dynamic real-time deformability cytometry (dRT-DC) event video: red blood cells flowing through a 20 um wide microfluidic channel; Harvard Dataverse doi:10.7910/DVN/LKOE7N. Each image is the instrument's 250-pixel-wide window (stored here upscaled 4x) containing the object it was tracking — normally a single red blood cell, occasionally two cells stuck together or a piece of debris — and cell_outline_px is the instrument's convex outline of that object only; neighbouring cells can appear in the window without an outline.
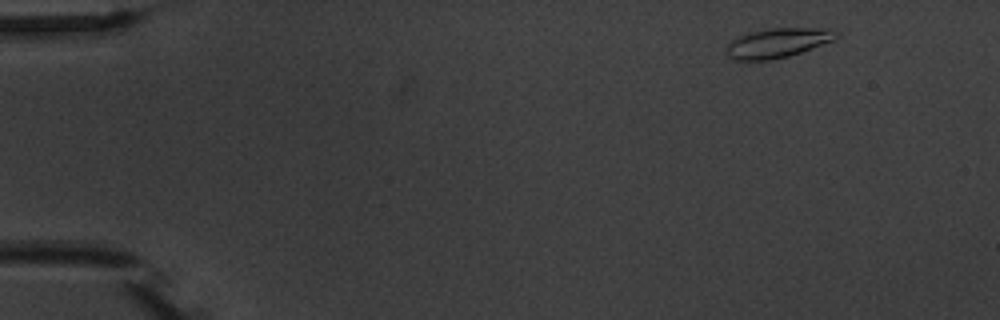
{"species": "common noctule bat (a hibernating species)", "species_latin": "Nyctalus noctula", "temperature_condition": "warm", "stored_images_in_passage": 4, "camera_frame_rate_fps": 3000, "um_per_image_px": 0.085, "animal": {"sex": "male", "body_mass_g": 20.1, "forearm_length_mm": 53.5}, "frame": {"image": 1, "passage_image": 1, "time_ms": 0.0, "image_size_px": [1000, 320], "cell_outline_px": [[840, 36], [836, 40], [788, 56], [768, 60], [736, 60], [728, 56], [724, 48], [736, 36], [748, 32], [772, 28], [832, 28], [840, 32]], "centroid_in_image_um": [66.14, 3.63], "position_along_channel_um": 18.9, "area_um2": 19.19}}